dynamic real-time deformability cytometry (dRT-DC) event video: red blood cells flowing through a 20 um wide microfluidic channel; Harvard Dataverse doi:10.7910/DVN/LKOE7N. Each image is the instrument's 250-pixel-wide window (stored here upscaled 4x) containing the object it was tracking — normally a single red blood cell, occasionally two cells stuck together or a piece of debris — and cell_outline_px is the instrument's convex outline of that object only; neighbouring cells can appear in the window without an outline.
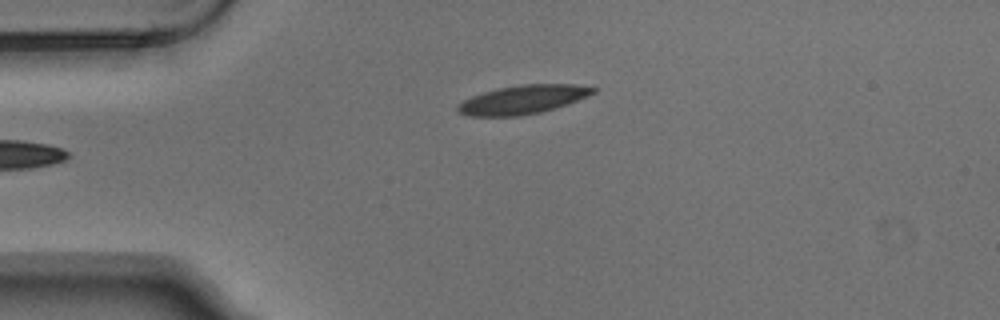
{"species": "Egyptian fruit bat (a non-hibernating species)", "species_latin": "Rousettus aegyptiacus", "temperature_condition": "warm", "stored_images_in_passage": 3, "camera_frame_rate_fps": 3000, "um_per_image_px": 0.085, "animal": {"sex": "male"}, "frame": {"image": 1, "passage_image": 3, "time_ms": 0.667, "image_size_px": [1000, 320], "cell_outline_px": [[596, 92], [568, 104], [540, 112], [520, 116], [468, 116], [460, 112], [456, 108], [456, 104], [472, 96], [484, 92], [500, 88], [520, 84], [572, 84], [596, 88]], "centroid_in_image_um": [44.42, 8.47], "position_along_channel_um": 40.6, "area_um2": 22.48}}